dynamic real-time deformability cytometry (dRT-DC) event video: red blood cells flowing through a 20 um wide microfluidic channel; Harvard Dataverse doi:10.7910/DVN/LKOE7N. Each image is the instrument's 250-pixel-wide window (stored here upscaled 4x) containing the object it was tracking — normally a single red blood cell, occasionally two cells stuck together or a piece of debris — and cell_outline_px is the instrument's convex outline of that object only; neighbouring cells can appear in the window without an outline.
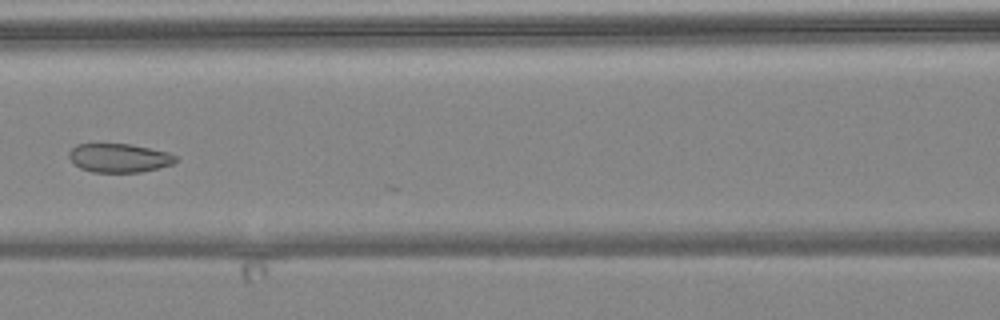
{"species": "common noctule bat (a hibernating species)", "species_latin": "Nyctalus noctula", "temperature_condition": "warm", "stored_images_in_passage": 6, "camera_frame_rate_fps": 3000, "um_per_image_px": 0.085, "animal": {"sex": "female", "body_mass_g": 24.6, "forearm_length_mm": 56.2}, "frame": {"image": 1, "passage_image": 6, "time_ms": 6.0, "image_size_px": [1000, 320], "cell_outline_px": [[176, 160], [172, 164], [140, 172], [92, 172], [80, 168], [68, 156], [68, 152], [76, 144], [128, 144], [168, 152], [176, 156]], "centroid_in_image_um": [10.09, 13.42], "position_along_channel_um": 156.5, "area_um2": 17.63}}